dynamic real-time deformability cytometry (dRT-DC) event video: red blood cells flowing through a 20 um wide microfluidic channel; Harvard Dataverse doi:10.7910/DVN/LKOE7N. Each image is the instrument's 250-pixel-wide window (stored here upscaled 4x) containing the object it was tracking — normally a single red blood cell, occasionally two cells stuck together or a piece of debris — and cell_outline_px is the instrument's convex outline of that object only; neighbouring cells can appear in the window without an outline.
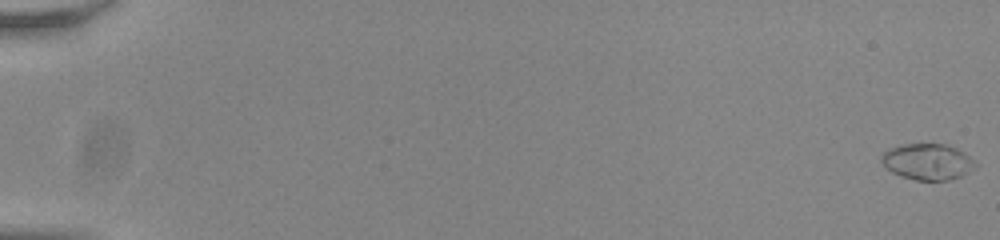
{"species": "common noctule bat (a hibernating species)", "species_latin": "Nyctalus noctula", "temperature_condition": "room temperature", "stored_images_in_passage": 56, "camera_frame_rate_fps": 3000, "um_per_image_px": 0.085, "animal": {"sex": "male", "body_mass_g": 20.0, "forearm_length_mm": 53.3}, "frame": {"image": 1, "passage_image": 1, "time_ms": 0.0, "image_size_px": [1000, 240], "cell_outline_px": [[980, 164], [976, 168], [960, 176], [948, 180], [916, 180], [900, 176], [892, 172], [880, 160], [880, 156], [888, 148], [904, 144], [944, 144], [956, 148], [964, 152], [976, 160]], "centroid_in_image_um": [78.88, 13.74], "position_along_channel_um": 6.1, "area_um2": 19.94}}
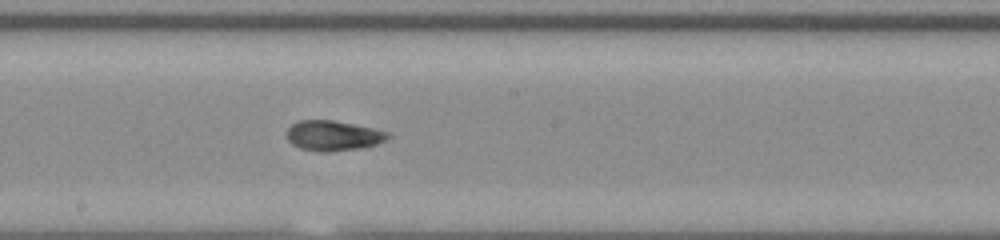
{"frame": {"image": 2, "passage_image": 33, "time_ms": 10.667, "image_size_px": [1000, 240], "cell_outline_px": [[392, 136], [376, 144], [364, 148], [328, 152], [320, 152], [300, 148], [292, 144], [288, 140], [288, 128], [292, 124], [300, 120], [332, 120], [372, 128], [388, 132]], "centroid_in_image_um": [28.32, 11.54], "position_along_channel_um": 219.9, "area_um2": 17.69}}
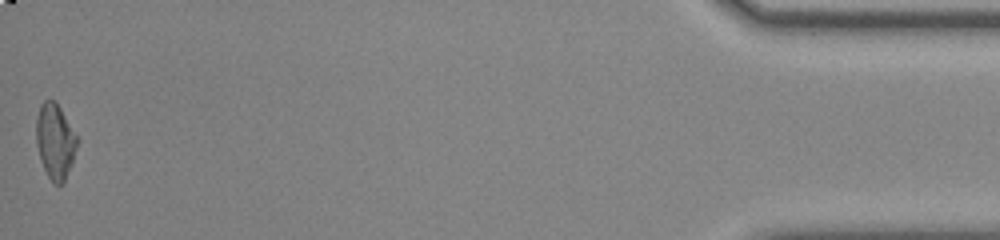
{"frame": {"image": 3, "passage_image": 56, "time_ms": 18.333, "image_size_px": [1000, 240], "cell_outline_px": [[80, 140], [72, 164], [64, 184], [56, 184], [48, 176], [40, 160], [36, 144], [36, 116], [40, 104], [44, 100], [56, 100]], "centroid_in_image_um": [4.71, 11.98], "position_along_channel_um": 430.5, "area_um2": 18.38}, "authors_computed_cell_mechanics": {"area_um2": 17.9758, "velocity_mm_per_s": 3.8384, "shape_relaxation_time_tau1_ms": 4.1523, "shape_relaxation_time_tau2_ms": 2.7803, "deformation_change_tau1": 0.1866, "deformation_change_tau2": 0.0376}}